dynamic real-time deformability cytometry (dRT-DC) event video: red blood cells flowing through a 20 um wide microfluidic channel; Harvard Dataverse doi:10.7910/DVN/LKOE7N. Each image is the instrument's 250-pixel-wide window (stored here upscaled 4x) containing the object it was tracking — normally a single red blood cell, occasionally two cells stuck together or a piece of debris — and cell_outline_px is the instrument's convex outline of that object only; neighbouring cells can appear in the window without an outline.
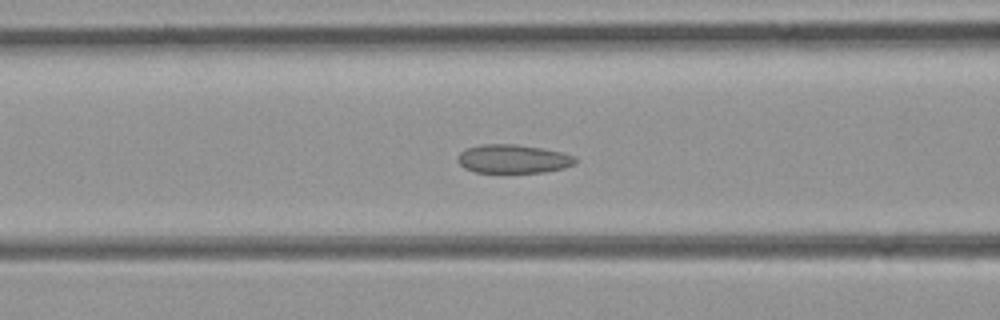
{"species": "common noctule bat (a hibernating species)", "species_latin": "Nyctalus noctula", "temperature_condition": "room temperature", "stored_images_in_passage": 51, "camera_frame_rate_fps": 3000, "um_per_image_px": 0.085, "animal": {"sex": "female", "body_mass_g": 21.9}, "frame": {"image": 1, "passage_image": 20, "time_ms": 6.333, "image_size_px": [1000, 320], "cell_outline_px": [[576, 164], [564, 168], [544, 172], [476, 172], [464, 168], [456, 160], [456, 156], [460, 152], [468, 148], [480, 144], [516, 144], [540, 148], [560, 152], [576, 156]], "centroid_in_image_um": [43.6, 13.5], "position_along_channel_um": 123.0, "area_um2": 19.65}}
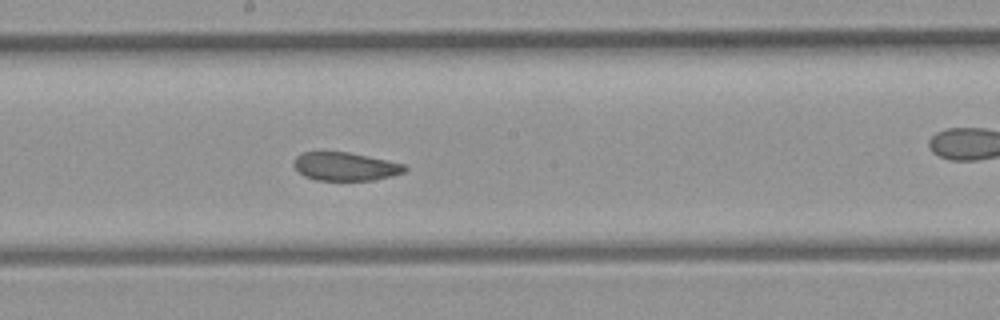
{"frame": {"image": 2, "passage_image": 27, "time_ms": 8.667, "image_size_px": [1000, 320], "cell_outline_px": [[408, 168], [404, 172], [372, 180], [316, 180], [304, 176], [292, 164], [292, 160], [296, 156], [304, 152], [348, 152], [404, 164]], "centroid_in_image_um": [29.3, 14.15], "position_along_channel_um": 218.9, "area_um2": 18.09}}
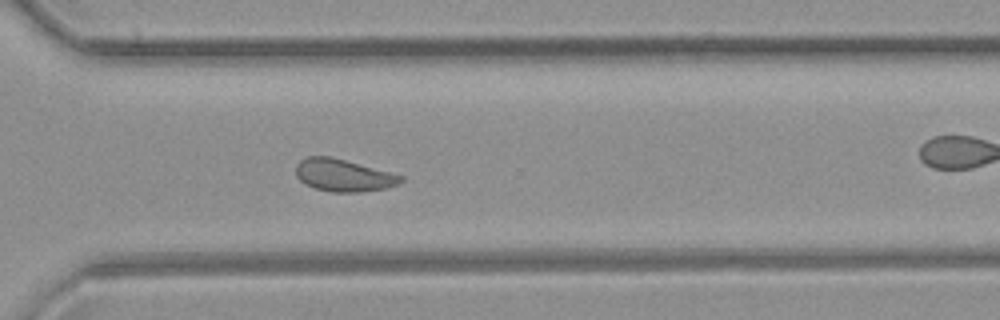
{"frame": {"image": 3, "passage_image": 36, "time_ms": 11.667, "image_size_px": [1000, 320], "cell_outline_px": [[404, 180], [388, 188], [360, 192], [332, 192], [316, 188], [304, 184], [296, 176], [296, 164], [300, 160], [308, 156], [332, 156], [404, 176]], "centroid_in_image_um": [29.17, 14.89], "position_along_channel_um": 341.4, "area_um2": 19.83}}